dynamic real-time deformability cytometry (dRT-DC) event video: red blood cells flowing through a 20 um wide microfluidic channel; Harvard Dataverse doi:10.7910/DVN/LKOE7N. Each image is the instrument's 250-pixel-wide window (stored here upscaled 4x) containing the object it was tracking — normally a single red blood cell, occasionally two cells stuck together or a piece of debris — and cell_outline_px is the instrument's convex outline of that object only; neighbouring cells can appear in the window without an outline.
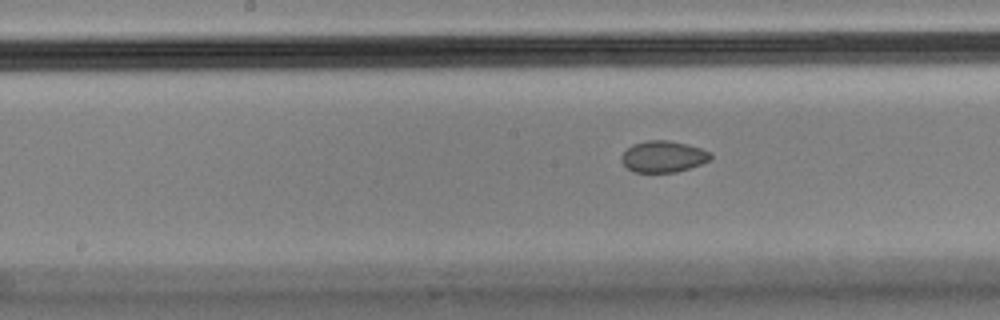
{"species": "Egyptian fruit bat (a non-hibernating species)", "species_latin": "Rousettus aegyptiacus", "temperature_condition": "cold", "stored_images_in_passage": 10, "segment_of_instrument_passage": [2, 2], "camera_frame_rate_fps": 3000, "um_per_image_px": 0.085, "animal": {"sex": "male"}, "frame": {"image": 1, "passage_image": 10, "time_ms": 3.0, "image_size_px": [1000, 320], "cell_outline_px": [[712, 160], [676, 172], [636, 172], [628, 168], [620, 160], [620, 156], [632, 144], [648, 140], [668, 140], [688, 144], [712, 152]], "centroid_in_image_um": [56.4, 13.3], "position_along_channel_um": 191.8, "area_um2": 16.36}}